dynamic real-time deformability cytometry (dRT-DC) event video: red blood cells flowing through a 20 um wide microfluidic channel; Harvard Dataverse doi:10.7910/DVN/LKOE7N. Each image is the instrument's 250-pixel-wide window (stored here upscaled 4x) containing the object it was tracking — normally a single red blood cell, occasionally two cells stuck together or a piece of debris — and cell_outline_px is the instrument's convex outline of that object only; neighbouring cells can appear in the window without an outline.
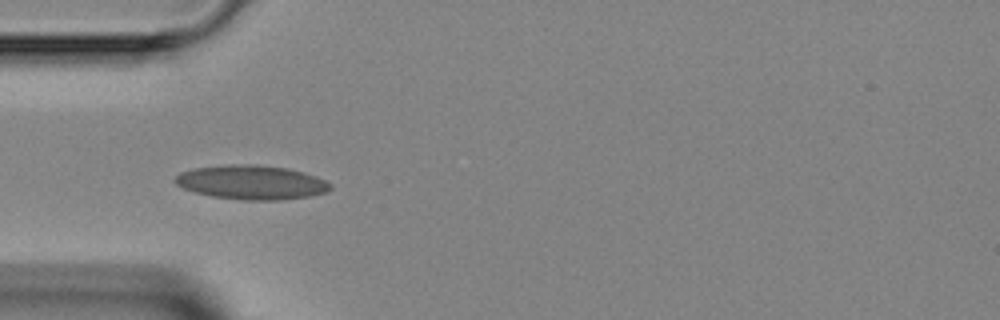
{"species": "Egyptian fruit bat (a non-hibernating species)", "species_latin": "Rousettus aegyptiacus", "temperature_condition": "room temperature", "stored_images_in_passage": 8, "camera_frame_rate_fps": 3000, "um_per_image_px": 0.085, "animal": {"sex": "female"}, "frame": {"image": 1, "passage_image": 5, "time_ms": 4.667, "image_size_px": [1000, 320], "cell_outline_px": [[332, 188], [328, 192], [308, 196], [280, 200], [244, 200], [212, 196], [196, 192], [184, 188], [176, 184], [172, 180], [180, 172], [192, 168], [228, 164], [256, 164], [288, 168], [304, 172], [316, 176], [332, 184]], "centroid_in_image_um": [21.38, 15.49], "position_along_channel_um": 63.6, "area_um2": 31.1}}
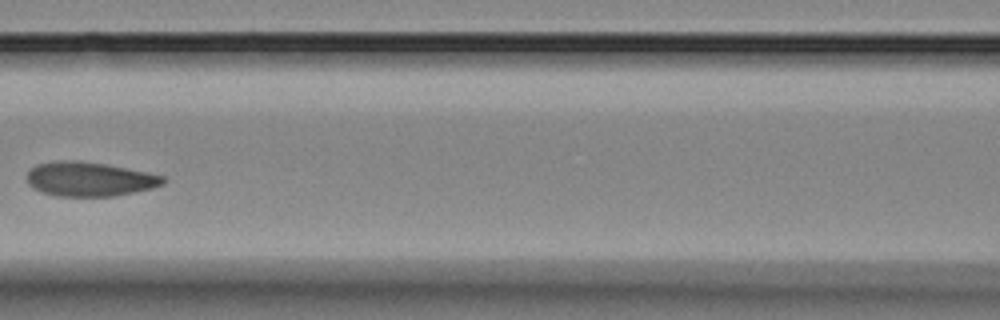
{"frame": {"image": 2, "passage_image": 7, "time_ms": 7.0, "image_size_px": [1000, 320], "cell_outline_px": [[168, 180], [164, 184], [152, 188], [112, 196], [56, 196], [32, 188], [28, 184], [24, 176], [28, 168], [36, 164], [56, 160], [80, 160], [104, 164], [148, 172], [164, 176]], "centroid_in_image_um": [7.55, 15.21], "position_along_channel_um": 159.1, "area_um2": 27.57}}
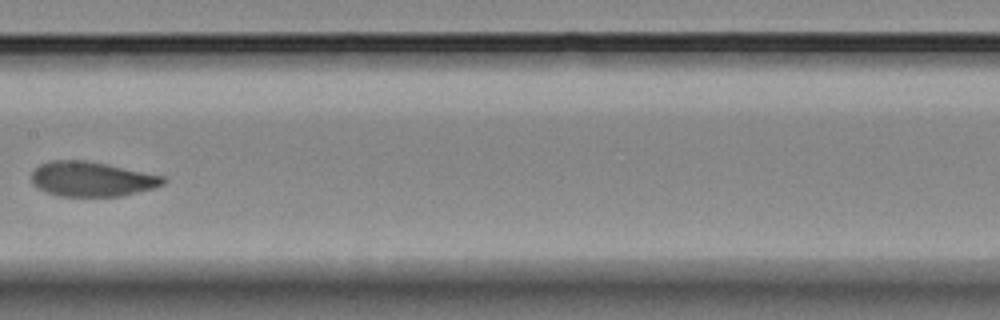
{"frame": {"image": 3, "passage_image": 8, "time_ms": 8.0, "image_size_px": [1000, 320], "cell_outline_px": [[168, 180], [164, 184], [156, 188], [120, 196], [60, 196], [48, 192], [32, 184], [32, 172], [40, 164], [52, 160], [84, 160], [108, 164], [164, 176]], "centroid_in_image_um": [7.85, 15.21], "position_along_channel_um": 199.6, "area_um2": 26.7}}